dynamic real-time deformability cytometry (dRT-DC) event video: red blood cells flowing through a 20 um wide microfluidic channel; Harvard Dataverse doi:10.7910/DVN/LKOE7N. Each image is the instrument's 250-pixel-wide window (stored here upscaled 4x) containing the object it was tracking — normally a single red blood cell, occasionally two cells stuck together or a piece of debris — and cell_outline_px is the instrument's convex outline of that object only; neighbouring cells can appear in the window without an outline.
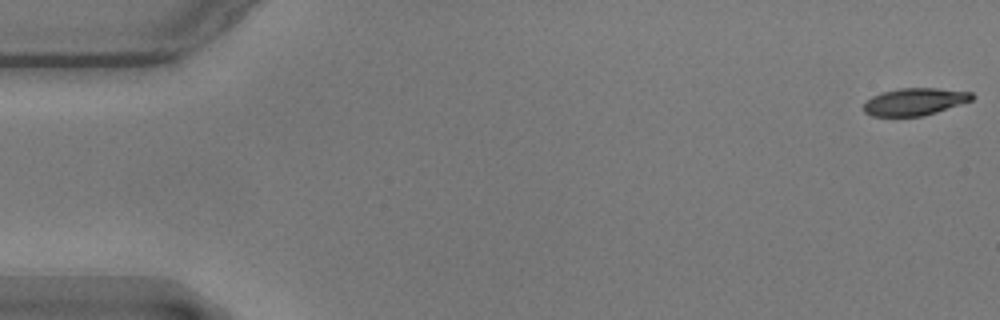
{"species": "common noctule bat (a hibernating species)", "species_latin": "Nyctalus noctula", "temperature_condition": "warm", "stored_images_in_passage": 57, "camera_frame_rate_fps": 3000, "um_per_image_px": 0.085, "animal": {"sex": "male", "body_mass_g": 17.9}, "frame": {"image": 1, "passage_image": 1, "time_ms": 0.0, "image_size_px": [1000, 320], "cell_outline_px": [[976, 96], [972, 100], [924, 116], [872, 116], [864, 112], [864, 104], [872, 96], [880, 92], [900, 88], [936, 88], [972, 92]], "centroid_in_image_um": [77.75, 8.64], "position_along_channel_um": 7.2, "area_um2": 17.22}}
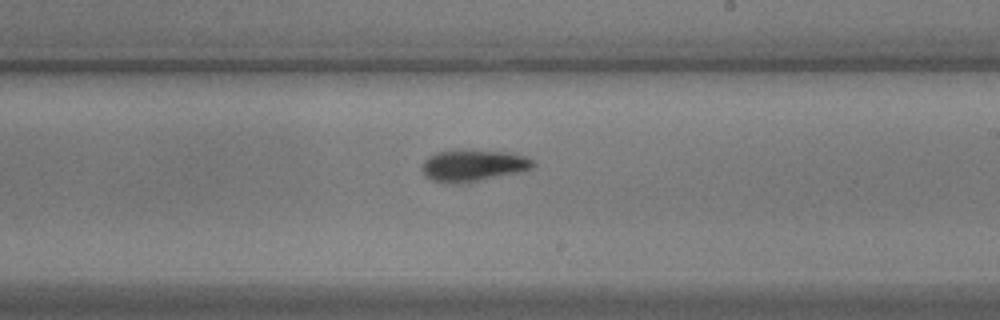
{"frame": {"image": 2, "passage_image": 33, "time_ms": 10.667, "image_size_px": [1000, 320], "cell_outline_px": [[536, 164], [532, 168], [524, 172], [464, 184], [448, 184], [432, 180], [424, 176], [420, 168], [424, 160], [428, 156], [436, 152], [512, 152], [536, 160]], "centroid_in_image_um": [40.25, 14.13], "position_along_channel_um": 248.7, "area_um2": 20.63}}
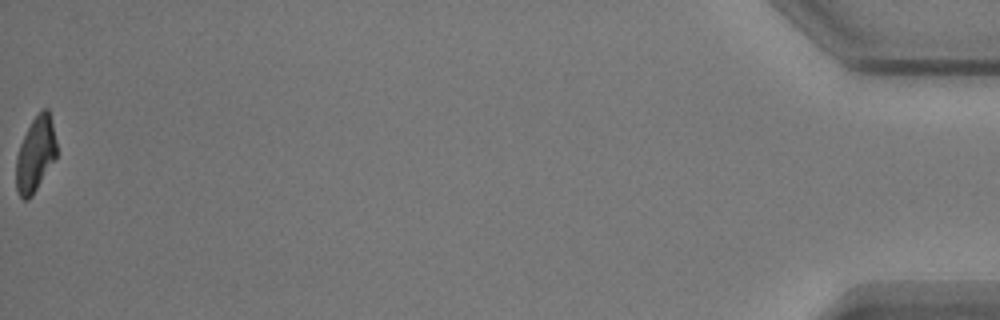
{"frame": {"image": 3, "passage_image": 57, "time_ms": 18.667, "image_size_px": [1000, 320], "cell_outline_px": [[56, 156], [32, 196], [28, 200], [24, 200], [16, 192], [16, 156], [20, 144], [32, 120], [44, 108], [48, 108], [56, 140]], "centroid_in_image_um": [2.99, 13.14], "position_along_channel_um": 432.2, "area_um2": 17.4}, "authors_computed_cell_mechanics": {"area_um2": 19.3052, "velocity_mm_per_s": 3.5562, "shape_relaxation_time_tau1_ms": 2.8814, "shape_relaxation_time_tau2_ms": 6.089, "deformation_change_tau1": 0.1488, "deformation_change_tau2": 0.1157}}